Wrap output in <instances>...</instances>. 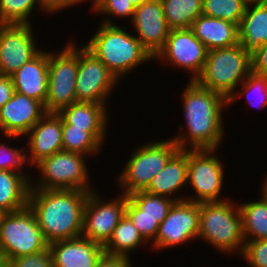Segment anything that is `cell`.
I'll return each instance as SVG.
<instances>
[{
  "label": "cell",
  "mask_w": 267,
  "mask_h": 267,
  "mask_svg": "<svg viewBox=\"0 0 267 267\" xmlns=\"http://www.w3.org/2000/svg\"><path fill=\"white\" fill-rule=\"evenodd\" d=\"M181 95L185 124L179 126L180 133L172 137L179 149H219L225 139L223 112L228 99L195 81H189Z\"/></svg>",
  "instance_id": "6da1fadb"
},
{
  "label": "cell",
  "mask_w": 267,
  "mask_h": 267,
  "mask_svg": "<svg viewBox=\"0 0 267 267\" xmlns=\"http://www.w3.org/2000/svg\"><path fill=\"white\" fill-rule=\"evenodd\" d=\"M90 191L30 189L28 206L48 244L80 237Z\"/></svg>",
  "instance_id": "7a4b0ae2"
},
{
  "label": "cell",
  "mask_w": 267,
  "mask_h": 267,
  "mask_svg": "<svg viewBox=\"0 0 267 267\" xmlns=\"http://www.w3.org/2000/svg\"><path fill=\"white\" fill-rule=\"evenodd\" d=\"M84 46L106 65L119 82L139 65L154 60L133 33L116 23H101Z\"/></svg>",
  "instance_id": "3957f363"
},
{
  "label": "cell",
  "mask_w": 267,
  "mask_h": 267,
  "mask_svg": "<svg viewBox=\"0 0 267 267\" xmlns=\"http://www.w3.org/2000/svg\"><path fill=\"white\" fill-rule=\"evenodd\" d=\"M198 240L206 241L222 254H242L245 245L238 202L200 203Z\"/></svg>",
  "instance_id": "277c9868"
},
{
  "label": "cell",
  "mask_w": 267,
  "mask_h": 267,
  "mask_svg": "<svg viewBox=\"0 0 267 267\" xmlns=\"http://www.w3.org/2000/svg\"><path fill=\"white\" fill-rule=\"evenodd\" d=\"M251 72V53L239 43L209 50L203 70L195 82L229 99Z\"/></svg>",
  "instance_id": "5b68a950"
},
{
  "label": "cell",
  "mask_w": 267,
  "mask_h": 267,
  "mask_svg": "<svg viewBox=\"0 0 267 267\" xmlns=\"http://www.w3.org/2000/svg\"><path fill=\"white\" fill-rule=\"evenodd\" d=\"M133 150L116 181L122 194L126 196L144 191L151 180L166 166L170 158L179 150L170 137L163 140L145 142Z\"/></svg>",
  "instance_id": "8992f818"
},
{
  "label": "cell",
  "mask_w": 267,
  "mask_h": 267,
  "mask_svg": "<svg viewBox=\"0 0 267 267\" xmlns=\"http://www.w3.org/2000/svg\"><path fill=\"white\" fill-rule=\"evenodd\" d=\"M87 156L74 152L60 151L36 163L39 177L30 180V189L59 190L73 189L93 191L90 186ZM41 175V176H40Z\"/></svg>",
  "instance_id": "52a82bcc"
},
{
  "label": "cell",
  "mask_w": 267,
  "mask_h": 267,
  "mask_svg": "<svg viewBox=\"0 0 267 267\" xmlns=\"http://www.w3.org/2000/svg\"><path fill=\"white\" fill-rule=\"evenodd\" d=\"M72 39L59 51H48V94L46 113H58L76 101L78 45Z\"/></svg>",
  "instance_id": "ba28073f"
},
{
  "label": "cell",
  "mask_w": 267,
  "mask_h": 267,
  "mask_svg": "<svg viewBox=\"0 0 267 267\" xmlns=\"http://www.w3.org/2000/svg\"><path fill=\"white\" fill-rule=\"evenodd\" d=\"M217 149L188 150V182L194 195L185 200L195 203L220 202L228 198L222 195L224 166ZM220 159V160H219Z\"/></svg>",
  "instance_id": "9c48e42d"
},
{
  "label": "cell",
  "mask_w": 267,
  "mask_h": 267,
  "mask_svg": "<svg viewBox=\"0 0 267 267\" xmlns=\"http://www.w3.org/2000/svg\"><path fill=\"white\" fill-rule=\"evenodd\" d=\"M0 246L9 260L49 247L28 205L5 214L0 225Z\"/></svg>",
  "instance_id": "30bf717a"
},
{
  "label": "cell",
  "mask_w": 267,
  "mask_h": 267,
  "mask_svg": "<svg viewBox=\"0 0 267 267\" xmlns=\"http://www.w3.org/2000/svg\"><path fill=\"white\" fill-rule=\"evenodd\" d=\"M118 84L119 81L99 58L84 45L78 47L77 102L109 103L108 99Z\"/></svg>",
  "instance_id": "8fae6325"
},
{
  "label": "cell",
  "mask_w": 267,
  "mask_h": 267,
  "mask_svg": "<svg viewBox=\"0 0 267 267\" xmlns=\"http://www.w3.org/2000/svg\"><path fill=\"white\" fill-rule=\"evenodd\" d=\"M127 199L128 196L121 193L115 199L107 201L99 190L90 191L84 208L81 236L104 246L125 215Z\"/></svg>",
  "instance_id": "7c38bea8"
},
{
  "label": "cell",
  "mask_w": 267,
  "mask_h": 267,
  "mask_svg": "<svg viewBox=\"0 0 267 267\" xmlns=\"http://www.w3.org/2000/svg\"><path fill=\"white\" fill-rule=\"evenodd\" d=\"M208 50L193 34L190 28L169 31L164 46L154 56V60L188 71L190 81H195L203 70Z\"/></svg>",
  "instance_id": "4fadbf2b"
},
{
  "label": "cell",
  "mask_w": 267,
  "mask_h": 267,
  "mask_svg": "<svg viewBox=\"0 0 267 267\" xmlns=\"http://www.w3.org/2000/svg\"><path fill=\"white\" fill-rule=\"evenodd\" d=\"M200 203L175 202L167 217L159 224L155 240L149 245L154 251L170 249L198 239Z\"/></svg>",
  "instance_id": "5bb4252c"
},
{
  "label": "cell",
  "mask_w": 267,
  "mask_h": 267,
  "mask_svg": "<svg viewBox=\"0 0 267 267\" xmlns=\"http://www.w3.org/2000/svg\"><path fill=\"white\" fill-rule=\"evenodd\" d=\"M32 24H0V75L11 76L41 49Z\"/></svg>",
  "instance_id": "9a60e30c"
},
{
  "label": "cell",
  "mask_w": 267,
  "mask_h": 267,
  "mask_svg": "<svg viewBox=\"0 0 267 267\" xmlns=\"http://www.w3.org/2000/svg\"><path fill=\"white\" fill-rule=\"evenodd\" d=\"M45 114L40 101L15 91L0 108V133L8 141L22 138Z\"/></svg>",
  "instance_id": "2e32d148"
},
{
  "label": "cell",
  "mask_w": 267,
  "mask_h": 267,
  "mask_svg": "<svg viewBox=\"0 0 267 267\" xmlns=\"http://www.w3.org/2000/svg\"><path fill=\"white\" fill-rule=\"evenodd\" d=\"M131 23L135 36L154 57L164 46L170 31L161 0H149L135 7Z\"/></svg>",
  "instance_id": "e0dca14e"
},
{
  "label": "cell",
  "mask_w": 267,
  "mask_h": 267,
  "mask_svg": "<svg viewBox=\"0 0 267 267\" xmlns=\"http://www.w3.org/2000/svg\"><path fill=\"white\" fill-rule=\"evenodd\" d=\"M26 136L28 140V149H25L27 165L34 166L40 160L63 151L62 118L58 113H46Z\"/></svg>",
  "instance_id": "ac0fdd59"
},
{
  "label": "cell",
  "mask_w": 267,
  "mask_h": 267,
  "mask_svg": "<svg viewBox=\"0 0 267 267\" xmlns=\"http://www.w3.org/2000/svg\"><path fill=\"white\" fill-rule=\"evenodd\" d=\"M53 267H95L104 248L82 236L49 244Z\"/></svg>",
  "instance_id": "d6986e66"
},
{
  "label": "cell",
  "mask_w": 267,
  "mask_h": 267,
  "mask_svg": "<svg viewBox=\"0 0 267 267\" xmlns=\"http://www.w3.org/2000/svg\"><path fill=\"white\" fill-rule=\"evenodd\" d=\"M107 108L106 104L75 102L61 109L58 115L64 123L73 125V128L86 129L104 145L108 134L107 123H110Z\"/></svg>",
  "instance_id": "ffe728a7"
},
{
  "label": "cell",
  "mask_w": 267,
  "mask_h": 267,
  "mask_svg": "<svg viewBox=\"0 0 267 267\" xmlns=\"http://www.w3.org/2000/svg\"><path fill=\"white\" fill-rule=\"evenodd\" d=\"M10 77L15 91L44 105L48 94V52L40 50Z\"/></svg>",
  "instance_id": "44dd1931"
},
{
  "label": "cell",
  "mask_w": 267,
  "mask_h": 267,
  "mask_svg": "<svg viewBox=\"0 0 267 267\" xmlns=\"http://www.w3.org/2000/svg\"><path fill=\"white\" fill-rule=\"evenodd\" d=\"M187 182L188 150L179 149L144 191L153 195L169 197L176 202L184 201L186 196H181L179 192L186 187ZM176 195L181 197H176Z\"/></svg>",
  "instance_id": "7402d4cb"
},
{
  "label": "cell",
  "mask_w": 267,
  "mask_h": 267,
  "mask_svg": "<svg viewBox=\"0 0 267 267\" xmlns=\"http://www.w3.org/2000/svg\"><path fill=\"white\" fill-rule=\"evenodd\" d=\"M190 29L208 51L239 44L238 26L223 19L201 14Z\"/></svg>",
  "instance_id": "603a6c76"
},
{
  "label": "cell",
  "mask_w": 267,
  "mask_h": 267,
  "mask_svg": "<svg viewBox=\"0 0 267 267\" xmlns=\"http://www.w3.org/2000/svg\"><path fill=\"white\" fill-rule=\"evenodd\" d=\"M238 30L240 45L250 53L267 43V3L247 5Z\"/></svg>",
  "instance_id": "cb8c5ba5"
},
{
  "label": "cell",
  "mask_w": 267,
  "mask_h": 267,
  "mask_svg": "<svg viewBox=\"0 0 267 267\" xmlns=\"http://www.w3.org/2000/svg\"><path fill=\"white\" fill-rule=\"evenodd\" d=\"M30 181L22 174L0 170V208L13 212L28 205Z\"/></svg>",
  "instance_id": "d4e9b609"
},
{
  "label": "cell",
  "mask_w": 267,
  "mask_h": 267,
  "mask_svg": "<svg viewBox=\"0 0 267 267\" xmlns=\"http://www.w3.org/2000/svg\"><path fill=\"white\" fill-rule=\"evenodd\" d=\"M260 193L259 200L238 202L245 241L267 239V196Z\"/></svg>",
  "instance_id": "484cf974"
},
{
  "label": "cell",
  "mask_w": 267,
  "mask_h": 267,
  "mask_svg": "<svg viewBox=\"0 0 267 267\" xmlns=\"http://www.w3.org/2000/svg\"><path fill=\"white\" fill-rule=\"evenodd\" d=\"M147 243L129 217L125 214L113 230L109 241L103 246L104 252L129 257L131 252Z\"/></svg>",
  "instance_id": "4316f807"
},
{
  "label": "cell",
  "mask_w": 267,
  "mask_h": 267,
  "mask_svg": "<svg viewBox=\"0 0 267 267\" xmlns=\"http://www.w3.org/2000/svg\"><path fill=\"white\" fill-rule=\"evenodd\" d=\"M170 30L187 29L202 14L203 0H161Z\"/></svg>",
  "instance_id": "83f0119b"
},
{
  "label": "cell",
  "mask_w": 267,
  "mask_h": 267,
  "mask_svg": "<svg viewBox=\"0 0 267 267\" xmlns=\"http://www.w3.org/2000/svg\"><path fill=\"white\" fill-rule=\"evenodd\" d=\"M63 151L97 156L103 145L86 129L73 128L62 121Z\"/></svg>",
  "instance_id": "f1b7e54d"
},
{
  "label": "cell",
  "mask_w": 267,
  "mask_h": 267,
  "mask_svg": "<svg viewBox=\"0 0 267 267\" xmlns=\"http://www.w3.org/2000/svg\"><path fill=\"white\" fill-rule=\"evenodd\" d=\"M34 9L47 14L41 0H0V24H31Z\"/></svg>",
  "instance_id": "f546056e"
},
{
  "label": "cell",
  "mask_w": 267,
  "mask_h": 267,
  "mask_svg": "<svg viewBox=\"0 0 267 267\" xmlns=\"http://www.w3.org/2000/svg\"><path fill=\"white\" fill-rule=\"evenodd\" d=\"M240 86L242 92H234L228 99V106L232 105L238 98L245 97L248 101L247 104L252 105L251 107L266 109L267 77L251 72Z\"/></svg>",
  "instance_id": "4dcf8cb0"
},
{
  "label": "cell",
  "mask_w": 267,
  "mask_h": 267,
  "mask_svg": "<svg viewBox=\"0 0 267 267\" xmlns=\"http://www.w3.org/2000/svg\"><path fill=\"white\" fill-rule=\"evenodd\" d=\"M246 7L243 0H203L202 14L223 19L239 27Z\"/></svg>",
  "instance_id": "1f68e13d"
},
{
  "label": "cell",
  "mask_w": 267,
  "mask_h": 267,
  "mask_svg": "<svg viewBox=\"0 0 267 267\" xmlns=\"http://www.w3.org/2000/svg\"><path fill=\"white\" fill-rule=\"evenodd\" d=\"M128 197L142 210V214L157 219L160 224L168 215L170 208L176 202L166 197L149 194L145 191H137Z\"/></svg>",
  "instance_id": "d6a6232c"
},
{
  "label": "cell",
  "mask_w": 267,
  "mask_h": 267,
  "mask_svg": "<svg viewBox=\"0 0 267 267\" xmlns=\"http://www.w3.org/2000/svg\"><path fill=\"white\" fill-rule=\"evenodd\" d=\"M92 3V10L95 14H100L103 17L100 23L107 25H114L112 17L115 19L128 18L132 21L135 6L130 0H94ZM110 16V17H109Z\"/></svg>",
  "instance_id": "836d02e7"
},
{
  "label": "cell",
  "mask_w": 267,
  "mask_h": 267,
  "mask_svg": "<svg viewBox=\"0 0 267 267\" xmlns=\"http://www.w3.org/2000/svg\"><path fill=\"white\" fill-rule=\"evenodd\" d=\"M125 214L132 221L147 244L155 240L159 229L157 219L142 214V210L129 197L127 199Z\"/></svg>",
  "instance_id": "e575fe53"
},
{
  "label": "cell",
  "mask_w": 267,
  "mask_h": 267,
  "mask_svg": "<svg viewBox=\"0 0 267 267\" xmlns=\"http://www.w3.org/2000/svg\"><path fill=\"white\" fill-rule=\"evenodd\" d=\"M25 148H16L9 146L5 142H0V170H9L12 172L22 173L29 181L31 177L27 170H23L27 166ZM27 171V172H25Z\"/></svg>",
  "instance_id": "d590c367"
},
{
  "label": "cell",
  "mask_w": 267,
  "mask_h": 267,
  "mask_svg": "<svg viewBox=\"0 0 267 267\" xmlns=\"http://www.w3.org/2000/svg\"><path fill=\"white\" fill-rule=\"evenodd\" d=\"M240 258L249 267H267V239L245 241Z\"/></svg>",
  "instance_id": "8d00e7d4"
},
{
  "label": "cell",
  "mask_w": 267,
  "mask_h": 267,
  "mask_svg": "<svg viewBox=\"0 0 267 267\" xmlns=\"http://www.w3.org/2000/svg\"><path fill=\"white\" fill-rule=\"evenodd\" d=\"M8 267H53L49 247L45 250L8 260Z\"/></svg>",
  "instance_id": "74e56055"
},
{
  "label": "cell",
  "mask_w": 267,
  "mask_h": 267,
  "mask_svg": "<svg viewBox=\"0 0 267 267\" xmlns=\"http://www.w3.org/2000/svg\"><path fill=\"white\" fill-rule=\"evenodd\" d=\"M251 71L267 77V43L251 53Z\"/></svg>",
  "instance_id": "f35d334b"
},
{
  "label": "cell",
  "mask_w": 267,
  "mask_h": 267,
  "mask_svg": "<svg viewBox=\"0 0 267 267\" xmlns=\"http://www.w3.org/2000/svg\"><path fill=\"white\" fill-rule=\"evenodd\" d=\"M129 257L103 252L95 267H133Z\"/></svg>",
  "instance_id": "ab89813d"
},
{
  "label": "cell",
  "mask_w": 267,
  "mask_h": 267,
  "mask_svg": "<svg viewBox=\"0 0 267 267\" xmlns=\"http://www.w3.org/2000/svg\"><path fill=\"white\" fill-rule=\"evenodd\" d=\"M90 0H41L42 6L45 8L47 14L61 12L62 10L69 9L71 6L83 4Z\"/></svg>",
  "instance_id": "60d3db41"
},
{
  "label": "cell",
  "mask_w": 267,
  "mask_h": 267,
  "mask_svg": "<svg viewBox=\"0 0 267 267\" xmlns=\"http://www.w3.org/2000/svg\"><path fill=\"white\" fill-rule=\"evenodd\" d=\"M14 92L15 90L11 77L0 75V108L12 98Z\"/></svg>",
  "instance_id": "b9f144b4"
},
{
  "label": "cell",
  "mask_w": 267,
  "mask_h": 267,
  "mask_svg": "<svg viewBox=\"0 0 267 267\" xmlns=\"http://www.w3.org/2000/svg\"><path fill=\"white\" fill-rule=\"evenodd\" d=\"M8 257L0 246V267H8Z\"/></svg>",
  "instance_id": "7bdbcfd3"
},
{
  "label": "cell",
  "mask_w": 267,
  "mask_h": 267,
  "mask_svg": "<svg viewBox=\"0 0 267 267\" xmlns=\"http://www.w3.org/2000/svg\"><path fill=\"white\" fill-rule=\"evenodd\" d=\"M264 180L262 181V184L260 186V191H262L266 196H267V174L265 175V178H263Z\"/></svg>",
  "instance_id": "ee69618b"
},
{
  "label": "cell",
  "mask_w": 267,
  "mask_h": 267,
  "mask_svg": "<svg viewBox=\"0 0 267 267\" xmlns=\"http://www.w3.org/2000/svg\"><path fill=\"white\" fill-rule=\"evenodd\" d=\"M247 5L250 4H263L267 3V0H243Z\"/></svg>",
  "instance_id": "f6af8a7d"
},
{
  "label": "cell",
  "mask_w": 267,
  "mask_h": 267,
  "mask_svg": "<svg viewBox=\"0 0 267 267\" xmlns=\"http://www.w3.org/2000/svg\"><path fill=\"white\" fill-rule=\"evenodd\" d=\"M130 1L135 7H137V6H140V5H142L143 3H145L146 1H149V0H130Z\"/></svg>",
  "instance_id": "bcb514c9"
},
{
  "label": "cell",
  "mask_w": 267,
  "mask_h": 267,
  "mask_svg": "<svg viewBox=\"0 0 267 267\" xmlns=\"http://www.w3.org/2000/svg\"><path fill=\"white\" fill-rule=\"evenodd\" d=\"M6 213L7 212H5L2 208H0V225H1L2 219H3V217L5 216Z\"/></svg>",
  "instance_id": "7dc6e473"
}]
</instances>
